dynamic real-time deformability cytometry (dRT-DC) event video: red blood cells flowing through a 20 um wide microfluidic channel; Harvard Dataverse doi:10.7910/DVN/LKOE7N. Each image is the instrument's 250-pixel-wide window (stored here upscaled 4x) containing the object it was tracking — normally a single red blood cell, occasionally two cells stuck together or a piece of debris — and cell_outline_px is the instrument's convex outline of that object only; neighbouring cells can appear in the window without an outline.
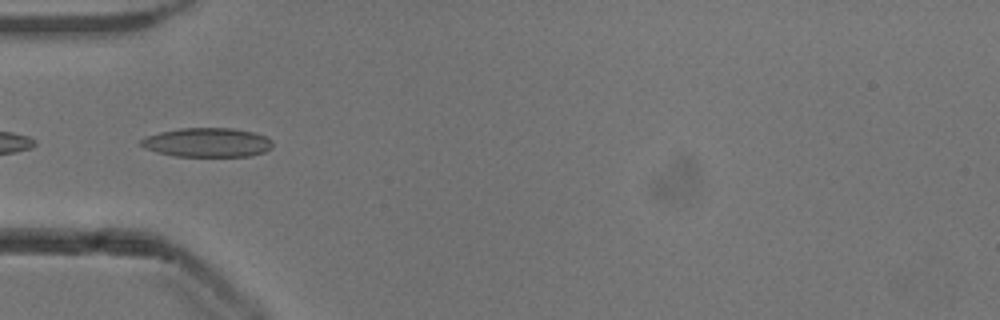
{"species": "common noctule bat (a hibernating species)", "species_latin": "Nyctalus noctula", "temperature_condition": "cold", "stored_images_in_passage": 52, "camera_frame_rate_fps": 3000, "um_per_image_px": 0.085, "animal": {"sex": "male", "body_mass_g": 13.3}, "frame": {"image": 1, "passage_image": 17, "time_ms": 5.333, "image_size_px": [1000, 320], "cell_outline_px": [[272, 148], [264, 152], [248, 156], [176, 156], [156, 152], [144, 148], [140, 144], [140, 140], [148, 136], [160, 132], [180, 128], [232, 128], [252, 132], [264, 136], [272, 140]], "centroid_in_image_um": [17.61, 12.11], "position_along_channel_um": 67.4, "area_um2": 22.25}}
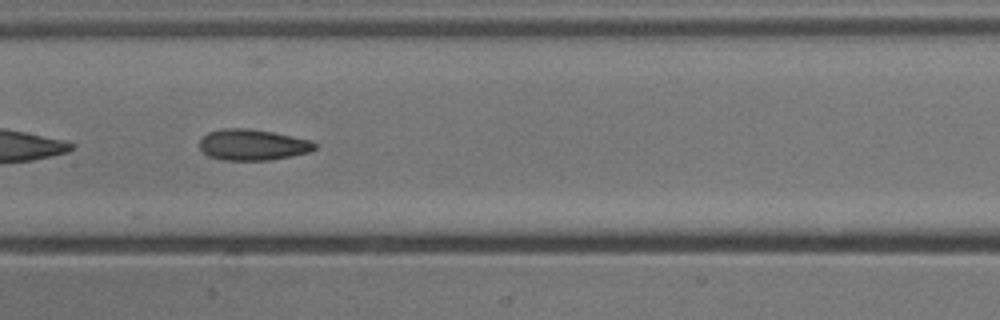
{"frame": {"image": 2, "passage_image": 26, "time_ms": 8.333, "image_size_px": [1000, 320], "cell_outline_px": [[316, 148], [308, 152], [292, 156], [268, 160], [224, 160], [208, 156], [200, 148], [200, 140], [208, 132], [224, 128], [252, 128], [312, 140], [316, 144]], "centroid_in_image_um": [21.48, 12.3], "position_along_channel_um": 185.9, "area_um2": 20.81}}
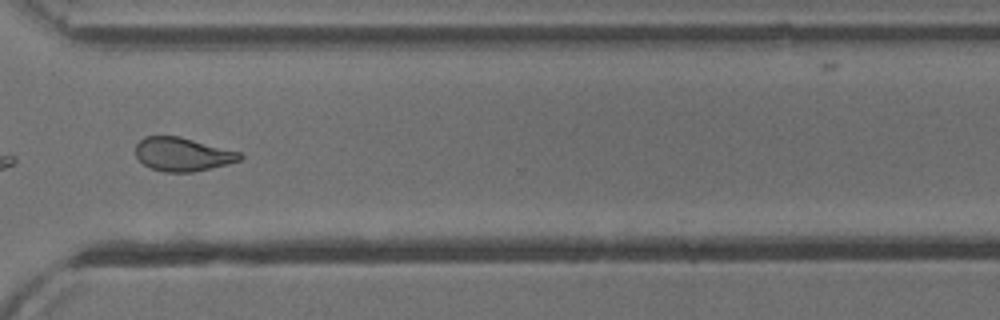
{"frame": {"image": 3, "passage_image": 39, "time_ms": 12.667, "image_size_px": [1000, 320], "cell_outline_px": [[244, 156], [240, 160], [228, 164], [192, 172], [164, 172], [152, 168], [144, 164], [136, 156], [136, 144], [144, 136], [180, 136], [240, 152]], "centroid_in_image_um": [15.52, 13.11], "position_along_channel_um": 355.1, "area_um2": 20.35}, "authors_computed_cell_mechanics": {"area_um2": 21.4727, "velocity_mm_per_s": 3.9163, "shape_relaxation_time_tau1_ms": 5.0029, "shape_relaxation_time_tau2_ms": 2.3355, "deformation_change_tau1": 0.1238, "deformation_change_tau2": 0.0945}}